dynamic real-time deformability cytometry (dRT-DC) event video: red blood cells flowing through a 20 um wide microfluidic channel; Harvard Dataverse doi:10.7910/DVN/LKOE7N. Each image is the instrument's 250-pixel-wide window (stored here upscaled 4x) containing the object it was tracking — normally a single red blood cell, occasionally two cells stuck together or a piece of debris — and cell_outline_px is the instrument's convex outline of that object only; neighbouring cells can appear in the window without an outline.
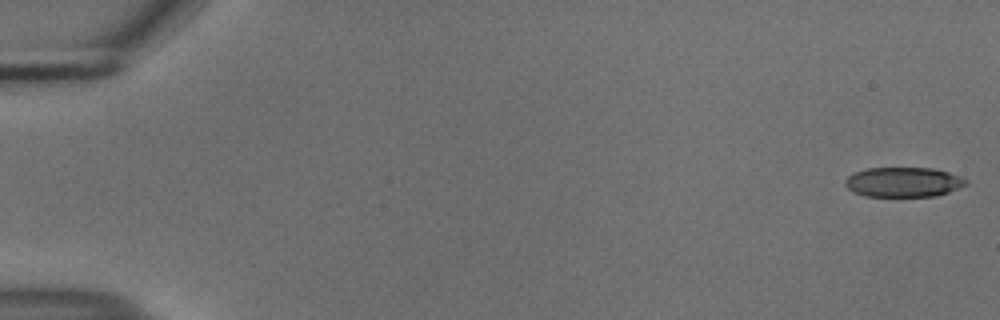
{"species": "common noctule bat (a hibernating species)", "species_latin": "Nyctalus noctula", "temperature_condition": "cold", "stored_images_in_passage": 55, "camera_frame_rate_fps": 3000, "um_per_image_px": 0.085, "animal": {"sex": "male", "body_mass_g": 18.8}, "frame": {"image": 1, "passage_image": 1, "time_ms": 0.0, "image_size_px": [1000, 320], "cell_outline_px": [[968, 184], [948, 192], [936, 196], [864, 196], [852, 192], [844, 184], [844, 180], [848, 176], [856, 172], [868, 168], [932, 168], [948, 172], [968, 180]], "centroid_in_image_um": [76.77, 15.48], "position_along_channel_um": 8.2, "area_um2": 20.92}}
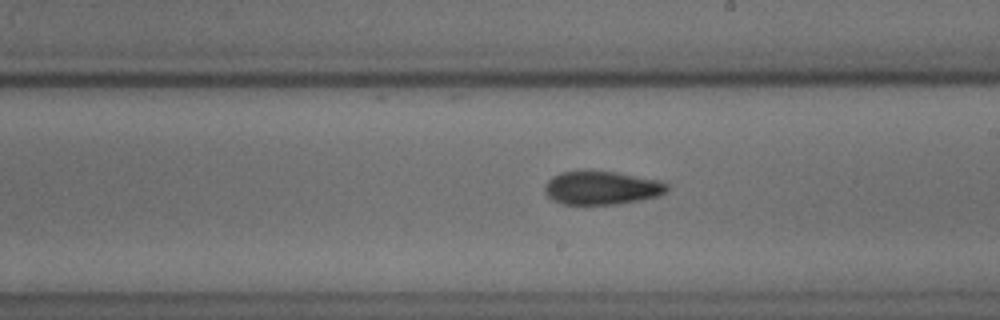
{"frame": {"image": 2, "passage_image": 32, "time_ms": 10.333, "image_size_px": [1000, 320], "cell_outline_px": [[668, 192], [660, 196], [640, 200], [616, 204], [564, 204], [552, 200], [544, 192], [544, 184], [552, 176], [560, 172], [616, 172], [664, 180], [668, 184]], "centroid_in_image_um": [51.2, 15.97], "position_along_channel_um": 237.8, "area_um2": 23.99}}
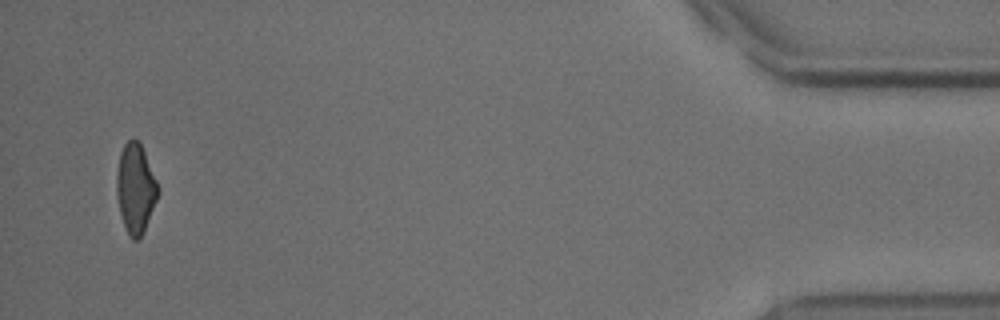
{"frame": {"image": 3, "passage_image": 53, "time_ms": 17.333, "image_size_px": [1000, 320], "cell_outline_px": [[160, 192], [144, 228], [140, 236], [136, 240], [132, 240], [128, 236], [120, 212], [116, 192], [116, 172], [120, 152], [124, 144], [128, 140], [136, 140], [140, 144], [144, 152], [160, 188]], "centroid_in_image_um": [11.5, 16.01], "position_along_channel_um": 423.7, "area_um2": 21.27}, "authors_computed_cell_mechanics": {"area_um2": 22.9466, "velocity_mm_per_s": 3.7144, "shape_relaxation_time_tau1_ms": 7.5763, "shape_relaxation_time_tau2_ms": 6.9083, "deformation_change_tau1": 0.174, "deformation_change_tau2": 0.1612}}